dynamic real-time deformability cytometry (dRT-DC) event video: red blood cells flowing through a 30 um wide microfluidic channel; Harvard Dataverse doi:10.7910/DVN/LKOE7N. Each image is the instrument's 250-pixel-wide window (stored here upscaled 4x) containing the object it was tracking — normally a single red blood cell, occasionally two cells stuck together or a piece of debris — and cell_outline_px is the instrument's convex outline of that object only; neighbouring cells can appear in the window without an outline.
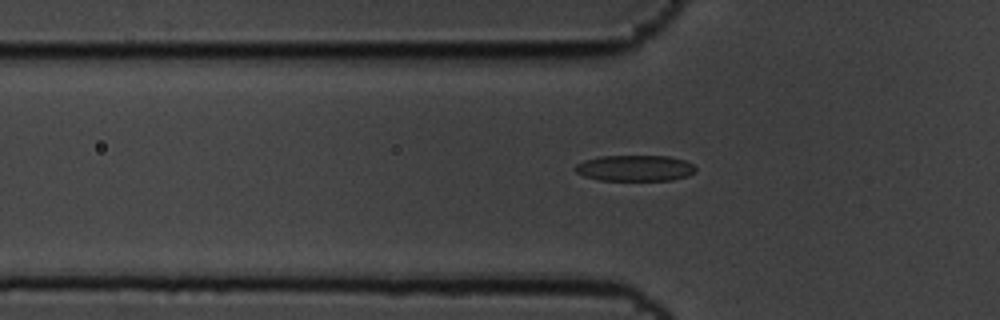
{"species": "common noctule bat (a hibernating species)", "species_latin": "Nyctalus noctula", "temperature_condition": "cold", "stored_images_in_passage": 40, "camera_frame_rate_fps": 3000, "um_per_image_px": 0.085, "animal": {"sex": "male", "body_mass_g": 19.5, "forearm_length_mm": 54.6}, "frame": {"image": 1, "passage_image": 5, "time_ms": 1.333, "image_size_px": [1000, 320], "cell_outline_px": [[696, 172], [688, 176], [672, 180], [600, 180], [584, 176], [576, 172], [572, 168], [576, 164], [584, 160], [600, 156], [668, 156], [684, 160], [692, 164], [696, 168]], "centroid_in_image_um": [53.96, 14.29], "position_along_channel_um": 71.8, "area_um2": 18.32}}
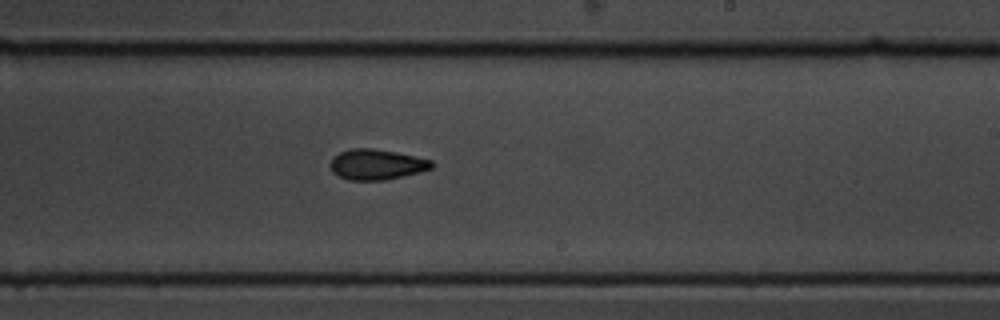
{"frame": {"image": 2, "passage_image": 21, "time_ms": 6.667, "image_size_px": [1000, 320], "cell_outline_px": [[432, 168], [420, 172], [384, 180], [348, 180], [332, 172], [332, 156], [340, 152], [352, 148], [372, 148], [396, 152], [432, 160]], "centroid_in_image_um": [32.01, 13.97], "position_along_channel_um": 257.0, "area_um2": 17.8}}
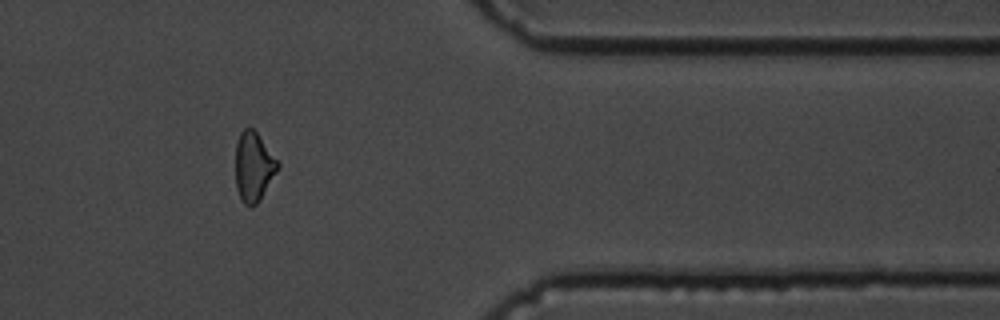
{"frame": {"image": 3, "passage_image": 34, "time_ms": 11.0, "image_size_px": [1000, 320], "cell_outline_px": [[280, 164], [276, 172], [260, 200], [256, 204], [244, 204], [240, 200], [236, 188], [236, 144], [240, 132], [244, 128], [252, 128], [256, 132]], "centroid_in_image_um": [21.53, 14.17], "position_along_channel_um": 389.9, "area_um2": 16.76}}